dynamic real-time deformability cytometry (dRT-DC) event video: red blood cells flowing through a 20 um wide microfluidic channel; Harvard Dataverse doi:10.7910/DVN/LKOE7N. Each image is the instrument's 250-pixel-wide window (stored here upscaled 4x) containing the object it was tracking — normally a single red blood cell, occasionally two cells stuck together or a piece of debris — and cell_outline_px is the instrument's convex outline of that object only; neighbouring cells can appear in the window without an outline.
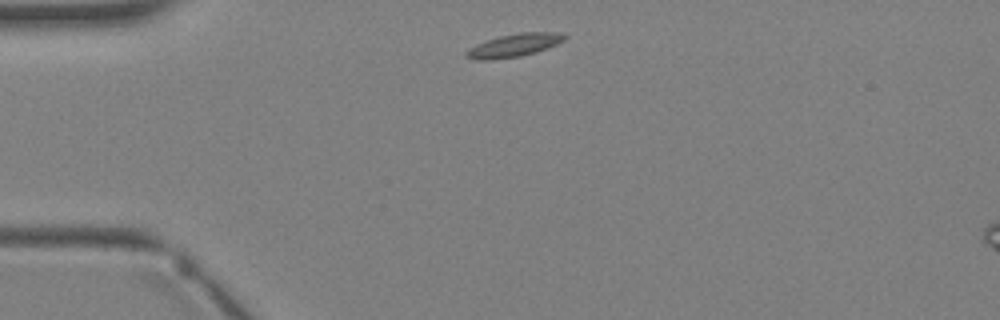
{"species": "Egyptian fruit bat (a non-hibernating species)", "species_latin": "Rousettus aegyptiacus", "temperature_condition": "warm", "stored_images_in_passage": 1, "camera_frame_rate_fps": 3000, "um_per_image_px": 0.085, "animal": {"sex": "female"}, "frame": {"image": 1, "passage_image": 1, "time_ms": 0.0, "image_size_px": [1000, 320], "cell_outline_px": [[568, 36], [564, 40], [548, 48], [536, 52], [520, 56], [492, 60], [476, 60], [464, 56], [464, 52], [468, 48], [476, 44], [500, 36], [520, 32], [556, 32]], "centroid_in_image_um": [43.66, 3.86], "position_along_channel_um": 41.3, "area_um2": 13.24}}